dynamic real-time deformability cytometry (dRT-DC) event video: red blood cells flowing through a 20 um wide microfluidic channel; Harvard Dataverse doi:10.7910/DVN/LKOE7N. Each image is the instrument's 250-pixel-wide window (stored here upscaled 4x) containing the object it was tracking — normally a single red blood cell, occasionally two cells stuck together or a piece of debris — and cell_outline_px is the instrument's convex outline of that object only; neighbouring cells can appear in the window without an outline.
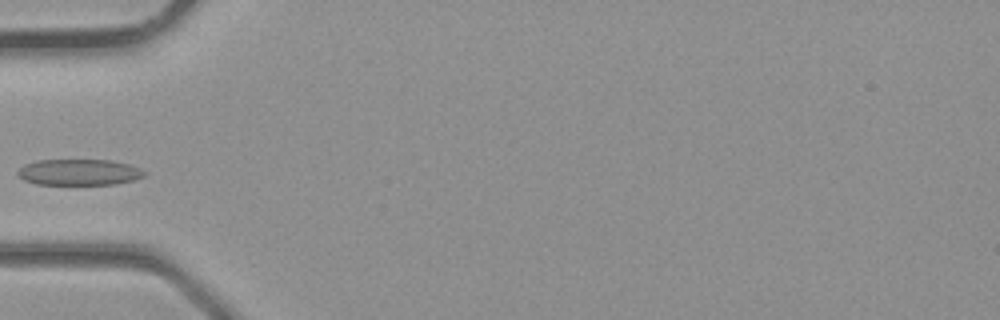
{"species": "common noctule bat (a hibernating species)", "species_latin": "Nyctalus noctula", "temperature_condition": "room temperature", "stored_images_in_passage": 3, "camera_frame_rate_fps": 3000, "um_per_image_px": 0.085, "animal": {"sex": "male", "body_mass_g": 23.1, "forearm_length_mm": 52.7}, "frame": {"image": 1, "passage_image": 3, "time_ms": 0.667, "image_size_px": [1000, 320], "cell_outline_px": [[148, 172], [144, 176], [136, 180], [116, 184], [36, 184], [24, 180], [16, 172], [24, 164], [36, 160], [112, 160], [128, 164], [140, 168]], "centroid_in_image_um": [6.76, 14.63], "position_along_channel_um": 78.2, "area_um2": 19.36}}